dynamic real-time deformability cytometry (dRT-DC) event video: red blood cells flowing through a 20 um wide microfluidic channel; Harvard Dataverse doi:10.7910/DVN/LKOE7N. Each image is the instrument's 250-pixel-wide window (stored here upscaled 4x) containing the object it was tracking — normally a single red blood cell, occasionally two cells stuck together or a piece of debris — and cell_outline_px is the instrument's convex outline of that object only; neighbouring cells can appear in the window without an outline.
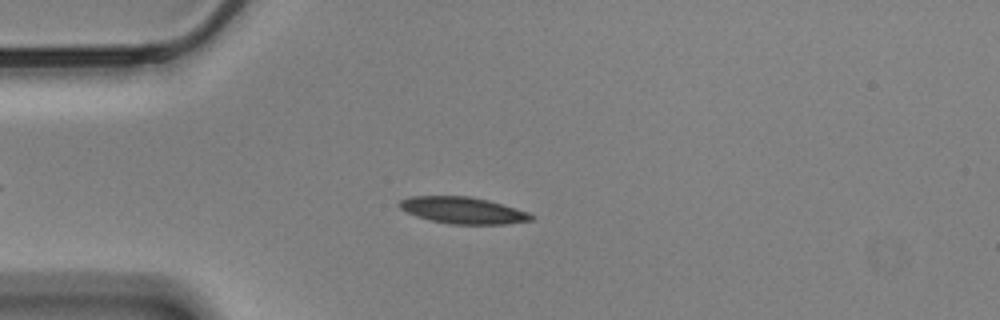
{"species": "Egyptian fruit bat (a non-hibernating species)", "species_latin": "Rousettus aegyptiacus", "temperature_condition": "cold", "stored_images_in_passage": 55, "camera_frame_rate_fps": 3000, "um_per_image_px": 0.085, "animal": {"sex": "male"}, "frame": {"image": 1, "passage_image": 12, "time_ms": 3.667, "image_size_px": [1000, 320], "cell_outline_px": [[532, 220], [504, 224], [448, 224], [428, 220], [416, 216], [400, 208], [396, 204], [400, 200], [412, 196], [468, 196], [488, 200], [528, 212], [532, 216]], "centroid_in_image_um": [39.29, 17.88], "position_along_channel_um": 45.7, "area_um2": 20.35}}
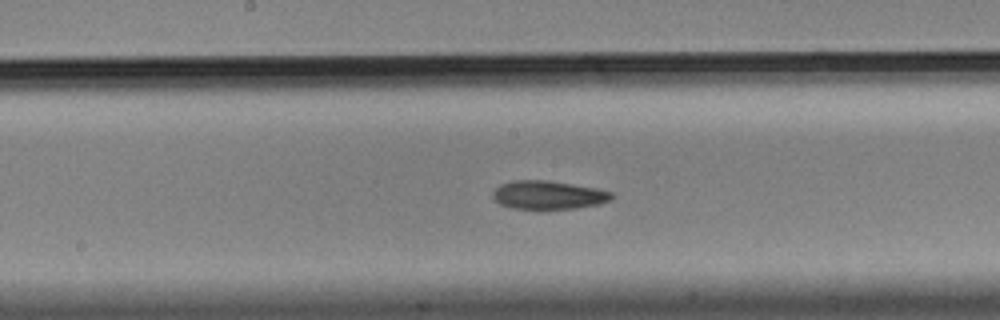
{"frame": {"image": 2, "passage_image": 27, "time_ms": 8.667, "image_size_px": [1000, 320], "cell_outline_px": [[612, 200], [600, 204], [576, 208], [512, 208], [500, 204], [492, 196], [492, 192], [500, 184], [512, 180], [548, 180], [596, 188], [612, 192]], "centroid_in_image_um": [46.6, 16.56], "position_along_channel_um": 201.6, "area_um2": 19.59}}
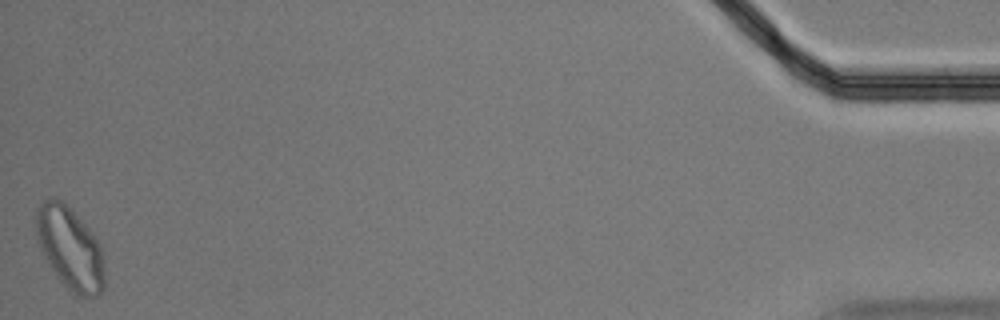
{"frame": {"image": 3, "passage_image": 55, "time_ms": 18.0, "image_size_px": [1000, 320], "cell_outline_px": [[104, 288], [96, 296], [76, 296], [64, 284], [48, 264], [40, 248], [36, 236], [36, 212], [40, 200], [48, 196], [52, 196], [60, 200], [92, 232], [100, 244], [104, 260]], "centroid_in_image_um": [5.94, 21.09], "position_along_channel_um": 429.3, "area_um2": 32.77}, "authors_computed_cell_mechanics": {"area_um2": 19.9988, "velocity_mm_per_s": 3.4467, "shape_relaxation_time_tau1_ms": 5.4952, "shape_relaxation_time_tau2_ms": 4.2289, "deformation_change_tau1": 0.1561, "deformation_change_tau2": 0.1006}}